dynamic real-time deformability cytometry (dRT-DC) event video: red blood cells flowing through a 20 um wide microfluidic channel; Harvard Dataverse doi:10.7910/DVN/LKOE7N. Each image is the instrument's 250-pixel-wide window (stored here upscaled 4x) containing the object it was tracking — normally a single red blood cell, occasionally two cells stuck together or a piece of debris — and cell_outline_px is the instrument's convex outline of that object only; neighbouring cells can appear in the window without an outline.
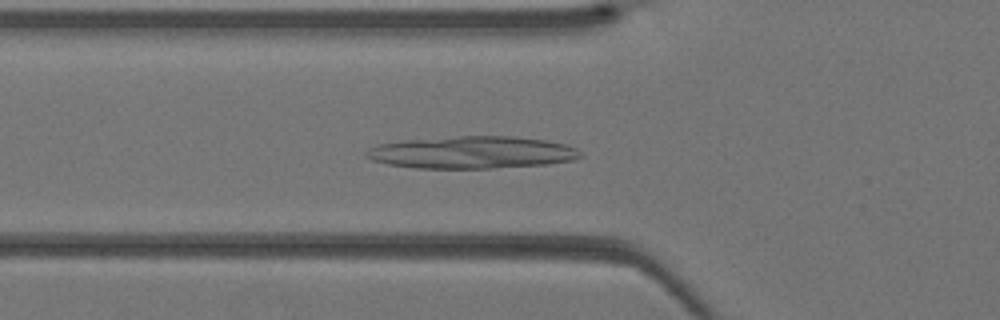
{"species": "Egyptian fruit bat (a non-hibernating species)", "species_latin": "Rousettus aegyptiacus", "temperature_condition": "warm", "stored_images_in_passage": 40, "camera_frame_rate_fps": 3000, "um_per_image_px": 0.085, "animal": {"sex": "female"}, "frame": {"image": 1, "passage_image": 14, "time_ms": 4.333, "image_size_px": [1000, 320], "cell_outline_px": [[584, 156], [572, 160], [548, 164], [492, 168], [416, 168], [388, 164], [372, 160], [364, 156], [364, 152], [368, 148], [380, 144], [408, 140], [460, 136], [512, 136], [544, 140], [564, 144], [576, 148]], "centroid_in_image_um": [40.12, 12.96], "position_along_channel_um": 85.7, "area_um2": 40.11}}
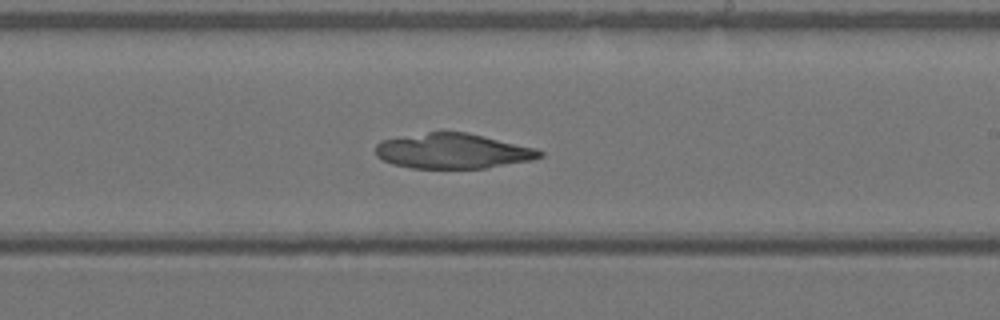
{"frame": {"image": 2, "passage_image": 24, "time_ms": 7.667, "image_size_px": [1000, 320], "cell_outline_px": [[544, 156], [532, 160], [484, 168], [412, 168], [392, 164], [376, 156], [376, 144], [380, 140], [440, 128], [468, 132], [536, 148], [544, 152]], "centroid_in_image_um": [38.46, 12.79], "position_along_channel_um": 250.5, "area_um2": 34.51}}
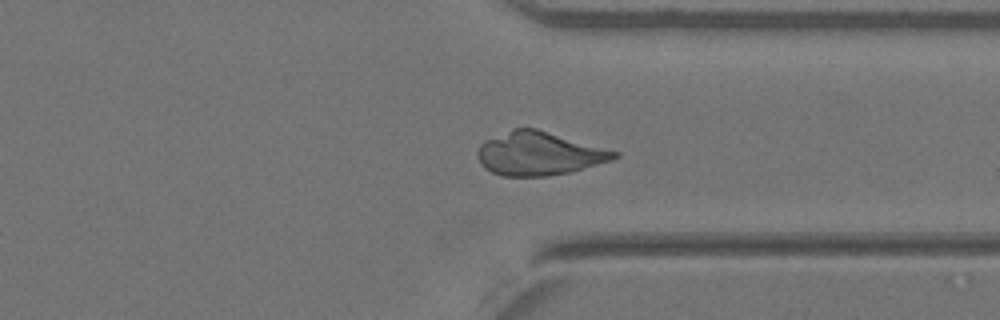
{"frame": {"image": 3, "passage_image": 31, "time_ms": 10.0, "image_size_px": [1000, 320], "cell_outline_px": [[620, 156], [612, 160], [572, 172], [548, 176], [500, 176], [484, 168], [480, 164], [476, 152], [480, 144], [484, 140], [512, 128], [536, 128], [620, 152]], "centroid_in_image_um": [45.8, 13.06], "position_along_channel_um": 365.6, "area_um2": 34.91}}